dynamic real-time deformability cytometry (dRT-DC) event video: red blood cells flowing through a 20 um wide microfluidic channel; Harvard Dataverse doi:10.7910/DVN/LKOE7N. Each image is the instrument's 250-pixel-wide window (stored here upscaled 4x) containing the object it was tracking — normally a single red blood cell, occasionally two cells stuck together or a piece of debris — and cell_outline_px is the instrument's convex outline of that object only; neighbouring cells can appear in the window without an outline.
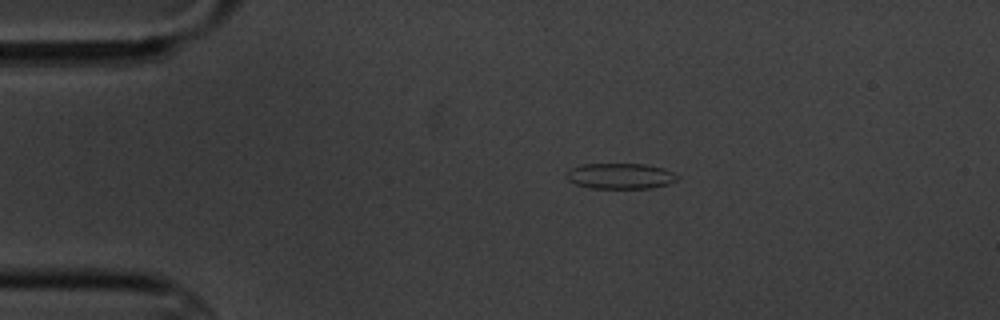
{"species": "common noctule bat (a hibernating species)", "species_latin": "Nyctalus noctula", "temperature_condition": "cold", "stored_images_in_passage": 6, "camera_frame_rate_fps": 3000, "um_per_image_px": 0.085, "animal": {"sex": "male", "body_mass_g": 20.1, "forearm_length_mm": 53.5}, "frame": {"image": 1, "passage_image": 2, "time_ms": 1.333, "image_size_px": [1000, 320], "cell_outline_px": [[680, 176], [676, 180], [668, 184], [652, 188], [592, 188], [576, 184], [568, 180], [564, 176], [564, 172], [580, 164], [644, 164], [664, 168]], "centroid_in_image_um": [52.7, 14.96], "position_along_channel_um": 32.3, "area_um2": 16.7}}
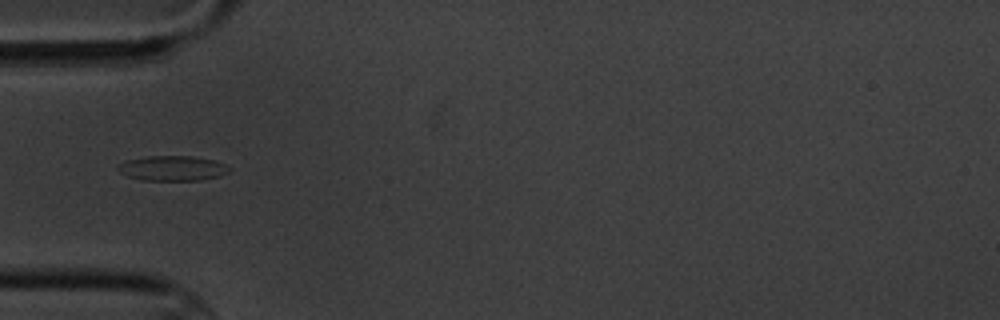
{"frame": {"image": 2, "passage_image": 4, "time_ms": 3.667, "image_size_px": [1000, 320], "cell_outline_px": [[232, 168], [228, 172], [220, 176], [200, 180], [144, 180], [128, 176], [120, 172], [116, 168], [124, 160], [148, 156], [192, 156], [216, 160]], "centroid_in_image_um": [14.68, 14.29], "position_along_channel_um": 70.3, "area_um2": 16.24}}
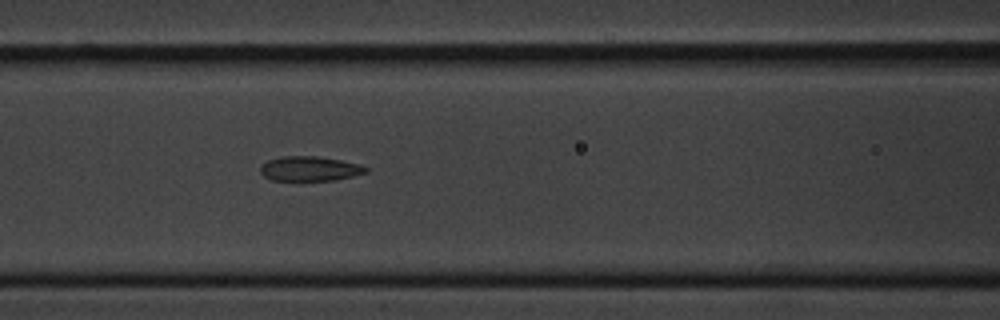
{"frame": {"image": 3, "passage_image": 6, "time_ms": 5.667, "image_size_px": [1000, 320], "cell_outline_px": [[368, 172], [352, 176], [332, 180], [272, 180], [264, 176], [260, 172], [260, 168], [268, 160], [280, 156], [316, 156], [340, 160], [360, 164], [368, 168]], "centroid_in_image_um": [26.33, 14.33], "position_along_channel_um": 140.3, "area_um2": 15.03}}